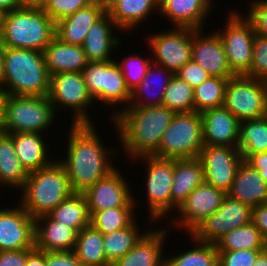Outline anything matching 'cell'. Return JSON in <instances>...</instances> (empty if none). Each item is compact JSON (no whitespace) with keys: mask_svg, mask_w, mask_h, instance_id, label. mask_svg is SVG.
Returning a JSON list of instances; mask_svg holds the SVG:
<instances>
[{"mask_svg":"<svg viewBox=\"0 0 267 266\" xmlns=\"http://www.w3.org/2000/svg\"><path fill=\"white\" fill-rule=\"evenodd\" d=\"M97 130L95 123L70 124L65 157H56L66 170L73 192H85L116 168L112 160L119 150L104 144Z\"/></svg>","mask_w":267,"mask_h":266,"instance_id":"obj_1","label":"cell"},{"mask_svg":"<svg viewBox=\"0 0 267 266\" xmlns=\"http://www.w3.org/2000/svg\"><path fill=\"white\" fill-rule=\"evenodd\" d=\"M175 112L165 106L127 107L111 121L127 160L153 156ZM123 148V149H122Z\"/></svg>","mask_w":267,"mask_h":266,"instance_id":"obj_2","label":"cell"},{"mask_svg":"<svg viewBox=\"0 0 267 266\" xmlns=\"http://www.w3.org/2000/svg\"><path fill=\"white\" fill-rule=\"evenodd\" d=\"M18 192L17 203L34 219L49 214L74 193L66 170L57 158L49 166L28 173Z\"/></svg>","mask_w":267,"mask_h":266,"instance_id":"obj_3","label":"cell"},{"mask_svg":"<svg viewBox=\"0 0 267 266\" xmlns=\"http://www.w3.org/2000/svg\"><path fill=\"white\" fill-rule=\"evenodd\" d=\"M50 79L43 52L5 47L3 87L9 95L48 96Z\"/></svg>","mask_w":267,"mask_h":266,"instance_id":"obj_4","label":"cell"},{"mask_svg":"<svg viewBox=\"0 0 267 266\" xmlns=\"http://www.w3.org/2000/svg\"><path fill=\"white\" fill-rule=\"evenodd\" d=\"M56 23L42 8L22 6L3 14L1 44L43 52L55 38Z\"/></svg>","mask_w":267,"mask_h":266,"instance_id":"obj_5","label":"cell"},{"mask_svg":"<svg viewBox=\"0 0 267 266\" xmlns=\"http://www.w3.org/2000/svg\"><path fill=\"white\" fill-rule=\"evenodd\" d=\"M81 73L88 93L95 104L99 102V105L105 106V110L111 108L112 115L109 117L111 120L128 107L131 92L127 88L123 73L115 60L88 62ZM118 106L119 108H117Z\"/></svg>","mask_w":267,"mask_h":266,"instance_id":"obj_6","label":"cell"},{"mask_svg":"<svg viewBox=\"0 0 267 266\" xmlns=\"http://www.w3.org/2000/svg\"><path fill=\"white\" fill-rule=\"evenodd\" d=\"M135 164L142 163L146 169L144 193L147 197V222L150 225L171 219V190L174 175V159H163L155 156H141L132 160ZM171 214V215H170ZM165 218V219H164ZM163 219V220H162Z\"/></svg>","mask_w":267,"mask_h":266,"instance_id":"obj_7","label":"cell"},{"mask_svg":"<svg viewBox=\"0 0 267 266\" xmlns=\"http://www.w3.org/2000/svg\"><path fill=\"white\" fill-rule=\"evenodd\" d=\"M53 104L48 96H15L8 97L5 117L0 131L8 134L17 132L46 131L55 124L56 116Z\"/></svg>","mask_w":267,"mask_h":266,"instance_id":"obj_8","label":"cell"},{"mask_svg":"<svg viewBox=\"0 0 267 266\" xmlns=\"http://www.w3.org/2000/svg\"><path fill=\"white\" fill-rule=\"evenodd\" d=\"M203 146L201 113H175L153 156L163 159L198 158Z\"/></svg>","mask_w":267,"mask_h":266,"instance_id":"obj_9","label":"cell"},{"mask_svg":"<svg viewBox=\"0 0 267 266\" xmlns=\"http://www.w3.org/2000/svg\"><path fill=\"white\" fill-rule=\"evenodd\" d=\"M48 98L57 115L61 110L64 113L71 112L70 124H94L88 109H91V106L95 107V102L88 93L81 72L51 75Z\"/></svg>","mask_w":267,"mask_h":266,"instance_id":"obj_10","label":"cell"},{"mask_svg":"<svg viewBox=\"0 0 267 266\" xmlns=\"http://www.w3.org/2000/svg\"><path fill=\"white\" fill-rule=\"evenodd\" d=\"M226 11L227 21L215 31L224 47L228 63L236 75H246L253 61V44L256 34L252 24L238 10ZM220 29V30H219Z\"/></svg>","mask_w":267,"mask_h":266,"instance_id":"obj_11","label":"cell"},{"mask_svg":"<svg viewBox=\"0 0 267 266\" xmlns=\"http://www.w3.org/2000/svg\"><path fill=\"white\" fill-rule=\"evenodd\" d=\"M224 107L240 121L267 115V90L264 80L246 75L229 79Z\"/></svg>","mask_w":267,"mask_h":266,"instance_id":"obj_12","label":"cell"},{"mask_svg":"<svg viewBox=\"0 0 267 266\" xmlns=\"http://www.w3.org/2000/svg\"><path fill=\"white\" fill-rule=\"evenodd\" d=\"M144 36L152 63L165 67L175 74L191 60L192 28L171 27L153 35ZM151 34V35H150Z\"/></svg>","mask_w":267,"mask_h":266,"instance_id":"obj_13","label":"cell"},{"mask_svg":"<svg viewBox=\"0 0 267 266\" xmlns=\"http://www.w3.org/2000/svg\"><path fill=\"white\" fill-rule=\"evenodd\" d=\"M226 195L224 191L206 182L198 185L177 209V214L173 215L172 223L168 226L191 234L208 216L220 208Z\"/></svg>","mask_w":267,"mask_h":266,"instance_id":"obj_14","label":"cell"},{"mask_svg":"<svg viewBox=\"0 0 267 266\" xmlns=\"http://www.w3.org/2000/svg\"><path fill=\"white\" fill-rule=\"evenodd\" d=\"M253 209L226 195L220 208L208 216L191 235L199 241L216 244L233 229L252 222Z\"/></svg>","mask_w":267,"mask_h":266,"instance_id":"obj_15","label":"cell"},{"mask_svg":"<svg viewBox=\"0 0 267 266\" xmlns=\"http://www.w3.org/2000/svg\"><path fill=\"white\" fill-rule=\"evenodd\" d=\"M118 169L116 165L112 172L83 192L87 199L89 211L113 208H138L139 202L137 200L139 199L135 198V192L133 188H130L132 184L129 181L127 182L128 177L125 178V175L121 173L122 169L121 171Z\"/></svg>","mask_w":267,"mask_h":266,"instance_id":"obj_16","label":"cell"},{"mask_svg":"<svg viewBox=\"0 0 267 266\" xmlns=\"http://www.w3.org/2000/svg\"><path fill=\"white\" fill-rule=\"evenodd\" d=\"M198 158L203 164L205 182L227 193L243 161L238 147L204 145Z\"/></svg>","mask_w":267,"mask_h":266,"instance_id":"obj_17","label":"cell"},{"mask_svg":"<svg viewBox=\"0 0 267 266\" xmlns=\"http://www.w3.org/2000/svg\"><path fill=\"white\" fill-rule=\"evenodd\" d=\"M17 204L0 209V251L35 248V219Z\"/></svg>","mask_w":267,"mask_h":266,"instance_id":"obj_18","label":"cell"},{"mask_svg":"<svg viewBox=\"0 0 267 266\" xmlns=\"http://www.w3.org/2000/svg\"><path fill=\"white\" fill-rule=\"evenodd\" d=\"M191 60L209 76L222 78L236 76L228 63L223 43L214 30L206 33L202 29H193Z\"/></svg>","mask_w":267,"mask_h":266,"instance_id":"obj_19","label":"cell"},{"mask_svg":"<svg viewBox=\"0 0 267 266\" xmlns=\"http://www.w3.org/2000/svg\"><path fill=\"white\" fill-rule=\"evenodd\" d=\"M156 227L153 225L125 256L111 266H165V240L169 239L171 230L168 225Z\"/></svg>","mask_w":267,"mask_h":266,"instance_id":"obj_20","label":"cell"},{"mask_svg":"<svg viewBox=\"0 0 267 266\" xmlns=\"http://www.w3.org/2000/svg\"><path fill=\"white\" fill-rule=\"evenodd\" d=\"M118 32L122 31L115 25L108 12L96 21L88 30L82 44L88 62L115 60L113 53L122 46Z\"/></svg>","mask_w":267,"mask_h":266,"instance_id":"obj_21","label":"cell"},{"mask_svg":"<svg viewBox=\"0 0 267 266\" xmlns=\"http://www.w3.org/2000/svg\"><path fill=\"white\" fill-rule=\"evenodd\" d=\"M201 118L204 145L238 147L240 120L224 106L203 111Z\"/></svg>","mask_w":267,"mask_h":266,"instance_id":"obj_22","label":"cell"},{"mask_svg":"<svg viewBox=\"0 0 267 266\" xmlns=\"http://www.w3.org/2000/svg\"><path fill=\"white\" fill-rule=\"evenodd\" d=\"M213 3L214 0H162L158 15L166 17L172 27L206 29V18L212 16Z\"/></svg>","mask_w":267,"mask_h":266,"instance_id":"obj_23","label":"cell"},{"mask_svg":"<svg viewBox=\"0 0 267 266\" xmlns=\"http://www.w3.org/2000/svg\"><path fill=\"white\" fill-rule=\"evenodd\" d=\"M78 232L48 214L35 218V249L43 252L73 251Z\"/></svg>","mask_w":267,"mask_h":266,"instance_id":"obj_24","label":"cell"},{"mask_svg":"<svg viewBox=\"0 0 267 266\" xmlns=\"http://www.w3.org/2000/svg\"><path fill=\"white\" fill-rule=\"evenodd\" d=\"M9 135L13 138L15 152L27 173L47 167L55 160L51 157L53 154L48 150L51 145L46 143L48 141L45 138L46 134L38 132H17Z\"/></svg>","mask_w":267,"mask_h":266,"instance_id":"obj_25","label":"cell"},{"mask_svg":"<svg viewBox=\"0 0 267 266\" xmlns=\"http://www.w3.org/2000/svg\"><path fill=\"white\" fill-rule=\"evenodd\" d=\"M226 194L253 209L267 201V183L258 170L243 160Z\"/></svg>","mask_w":267,"mask_h":266,"instance_id":"obj_26","label":"cell"},{"mask_svg":"<svg viewBox=\"0 0 267 266\" xmlns=\"http://www.w3.org/2000/svg\"><path fill=\"white\" fill-rule=\"evenodd\" d=\"M204 182V168L199 158L174 159V175L171 190L172 216L173 212L175 214L188 195Z\"/></svg>","mask_w":267,"mask_h":266,"instance_id":"obj_27","label":"cell"},{"mask_svg":"<svg viewBox=\"0 0 267 266\" xmlns=\"http://www.w3.org/2000/svg\"><path fill=\"white\" fill-rule=\"evenodd\" d=\"M173 75L174 74L165 67L151 63L144 79L131 91L128 107H152L162 105L164 92Z\"/></svg>","mask_w":267,"mask_h":266,"instance_id":"obj_28","label":"cell"},{"mask_svg":"<svg viewBox=\"0 0 267 266\" xmlns=\"http://www.w3.org/2000/svg\"><path fill=\"white\" fill-rule=\"evenodd\" d=\"M105 13L95 2L79 9L56 23L55 37L63 43L82 46L90 27Z\"/></svg>","mask_w":267,"mask_h":266,"instance_id":"obj_29","label":"cell"},{"mask_svg":"<svg viewBox=\"0 0 267 266\" xmlns=\"http://www.w3.org/2000/svg\"><path fill=\"white\" fill-rule=\"evenodd\" d=\"M49 74L64 72H82L88 64L82 46H75L61 42L54 38L43 51Z\"/></svg>","mask_w":267,"mask_h":266,"instance_id":"obj_30","label":"cell"},{"mask_svg":"<svg viewBox=\"0 0 267 266\" xmlns=\"http://www.w3.org/2000/svg\"><path fill=\"white\" fill-rule=\"evenodd\" d=\"M156 11H159L157 0H120L108 13L122 33L129 34L134 29L138 30L141 23L143 26L149 21L150 15L159 14Z\"/></svg>","mask_w":267,"mask_h":266,"instance_id":"obj_31","label":"cell"},{"mask_svg":"<svg viewBox=\"0 0 267 266\" xmlns=\"http://www.w3.org/2000/svg\"><path fill=\"white\" fill-rule=\"evenodd\" d=\"M27 177L28 173L15 152L13 138L8 133L0 131V187L8 186L7 189L19 191Z\"/></svg>","mask_w":267,"mask_h":266,"instance_id":"obj_32","label":"cell"},{"mask_svg":"<svg viewBox=\"0 0 267 266\" xmlns=\"http://www.w3.org/2000/svg\"><path fill=\"white\" fill-rule=\"evenodd\" d=\"M137 220L138 217L130 226L103 235L107 266H111L114 262L125 256L152 226L148 223L147 225L150 227L146 228L144 226V231Z\"/></svg>","mask_w":267,"mask_h":266,"instance_id":"obj_33","label":"cell"},{"mask_svg":"<svg viewBox=\"0 0 267 266\" xmlns=\"http://www.w3.org/2000/svg\"><path fill=\"white\" fill-rule=\"evenodd\" d=\"M53 220L80 232L90 225L87 199L83 193H72L49 214Z\"/></svg>","mask_w":267,"mask_h":266,"instance_id":"obj_34","label":"cell"},{"mask_svg":"<svg viewBox=\"0 0 267 266\" xmlns=\"http://www.w3.org/2000/svg\"><path fill=\"white\" fill-rule=\"evenodd\" d=\"M73 252L84 266H107L103 235L91 224L78 232Z\"/></svg>","mask_w":267,"mask_h":266,"instance_id":"obj_35","label":"cell"},{"mask_svg":"<svg viewBox=\"0 0 267 266\" xmlns=\"http://www.w3.org/2000/svg\"><path fill=\"white\" fill-rule=\"evenodd\" d=\"M189 243H192L190 249L178 252L176 255L165 257V266H218V250L214 243H206L197 240L191 234Z\"/></svg>","mask_w":267,"mask_h":266,"instance_id":"obj_36","label":"cell"},{"mask_svg":"<svg viewBox=\"0 0 267 266\" xmlns=\"http://www.w3.org/2000/svg\"><path fill=\"white\" fill-rule=\"evenodd\" d=\"M238 149L243 160L267 151V115L240 121Z\"/></svg>","mask_w":267,"mask_h":266,"instance_id":"obj_37","label":"cell"},{"mask_svg":"<svg viewBox=\"0 0 267 266\" xmlns=\"http://www.w3.org/2000/svg\"><path fill=\"white\" fill-rule=\"evenodd\" d=\"M218 251L264 250L267 242L251 222L225 234L216 244Z\"/></svg>","mask_w":267,"mask_h":266,"instance_id":"obj_38","label":"cell"},{"mask_svg":"<svg viewBox=\"0 0 267 266\" xmlns=\"http://www.w3.org/2000/svg\"><path fill=\"white\" fill-rule=\"evenodd\" d=\"M230 78L209 76L194 88V111L202 113L205 110L224 106L225 89Z\"/></svg>","mask_w":267,"mask_h":266,"instance_id":"obj_39","label":"cell"},{"mask_svg":"<svg viewBox=\"0 0 267 266\" xmlns=\"http://www.w3.org/2000/svg\"><path fill=\"white\" fill-rule=\"evenodd\" d=\"M137 208H113L100 211H89L90 224L102 235L112 233L130 226L137 218Z\"/></svg>","mask_w":267,"mask_h":266,"instance_id":"obj_40","label":"cell"},{"mask_svg":"<svg viewBox=\"0 0 267 266\" xmlns=\"http://www.w3.org/2000/svg\"><path fill=\"white\" fill-rule=\"evenodd\" d=\"M194 88L175 74L164 92L162 106L175 113L194 111Z\"/></svg>","mask_w":267,"mask_h":266,"instance_id":"obj_41","label":"cell"},{"mask_svg":"<svg viewBox=\"0 0 267 266\" xmlns=\"http://www.w3.org/2000/svg\"><path fill=\"white\" fill-rule=\"evenodd\" d=\"M115 61L123 73L126 86L130 92L144 79V76L152 63L151 57H147L146 55L142 56L139 52L134 54L130 53L127 56L124 54L122 60L115 58Z\"/></svg>","mask_w":267,"mask_h":266,"instance_id":"obj_42","label":"cell"},{"mask_svg":"<svg viewBox=\"0 0 267 266\" xmlns=\"http://www.w3.org/2000/svg\"><path fill=\"white\" fill-rule=\"evenodd\" d=\"M92 3L94 0H50L43 10L57 23Z\"/></svg>","mask_w":267,"mask_h":266,"instance_id":"obj_43","label":"cell"},{"mask_svg":"<svg viewBox=\"0 0 267 266\" xmlns=\"http://www.w3.org/2000/svg\"><path fill=\"white\" fill-rule=\"evenodd\" d=\"M252 55L253 61L246 76L265 80L267 78V37H255Z\"/></svg>","mask_w":267,"mask_h":266,"instance_id":"obj_44","label":"cell"},{"mask_svg":"<svg viewBox=\"0 0 267 266\" xmlns=\"http://www.w3.org/2000/svg\"><path fill=\"white\" fill-rule=\"evenodd\" d=\"M248 5L247 14L241 13L252 24L256 36L267 37V0H251Z\"/></svg>","mask_w":267,"mask_h":266,"instance_id":"obj_45","label":"cell"},{"mask_svg":"<svg viewBox=\"0 0 267 266\" xmlns=\"http://www.w3.org/2000/svg\"><path fill=\"white\" fill-rule=\"evenodd\" d=\"M263 250L218 251V266H253Z\"/></svg>","mask_w":267,"mask_h":266,"instance_id":"obj_46","label":"cell"},{"mask_svg":"<svg viewBox=\"0 0 267 266\" xmlns=\"http://www.w3.org/2000/svg\"><path fill=\"white\" fill-rule=\"evenodd\" d=\"M175 75L187 82L193 88L200 85L209 77L208 73L192 60L185 63Z\"/></svg>","mask_w":267,"mask_h":266,"instance_id":"obj_47","label":"cell"},{"mask_svg":"<svg viewBox=\"0 0 267 266\" xmlns=\"http://www.w3.org/2000/svg\"><path fill=\"white\" fill-rule=\"evenodd\" d=\"M46 266H84L73 251L46 252Z\"/></svg>","mask_w":267,"mask_h":266,"instance_id":"obj_48","label":"cell"},{"mask_svg":"<svg viewBox=\"0 0 267 266\" xmlns=\"http://www.w3.org/2000/svg\"><path fill=\"white\" fill-rule=\"evenodd\" d=\"M32 250L0 251V266H25L27 255Z\"/></svg>","mask_w":267,"mask_h":266,"instance_id":"obj_49","label":"cell"},{"mask_svg":"<svg viewBox=\"0 0 267 266\" xmlns=\"http://www.w3.org/2000/svg\"><path fill=\"white\" fill-rule=\"evenodd\" d=\"M252 223L267 242V201L253 208Z\"/></svg>","mask_w":267,"mask_h":266,"instance_id":"obj_50","label":"cell"},{"mask_svg":"<svg viewBox=\"0 0 267 266\" xmlns=\"http://www.w3.org/2000/svg\"><path fill=\"white\" fill-rule=\"evenodd\" d=\"M254 169L258 170L260 176L267 183V151L252 154L246 160Z\"/></svg>","mask_w":267,"mask_h":266,"instance_id":"obj_51","label":"cell"},{"mask_svg":"<svg viewBox=\"0 0 267 266\" xmlns=\"http://www.w3.org/2000/svg\"><path fill=\"white\" fill-rule=\"evenodd\" d=\"M25 266H46V252L34 248L27 255Z\"/></svg>","mask_w":267,"mask_h":266,"instance_id":"obj_52","label":"cell"},{"mask_svg":"<svg viewBox=\"0 0 267 266\" xmlns=\"http://www.w3.org/2000/svg\"><path fill=\"white\" fill-rule=\"evenodd\" d=\"M22 6V0H0V12H2L3 14Z\"/></svg>","mask_w":267,"mask_h":266,"instance_id":"obj_53","label":"cell"},{"mask_svg":"<svg viewBox=\"0 0 267 266\" xmlns=\"http://www.w3.org/2000/svg\"><path fill=\"white\" fill-rule=\"evenodd\" d=\"M9 96L8 91L3 86H0V127L5 117L6 103Z\"/></svg>","mask_w":267,"mask_h":266,"instance_id":"obj_54","label":"cell"},{"mask_svg":"<svg viewBox=\"0 0 267 266\" xmlns=\"http://www.w3.org/2000/svg\"><path fill=\"white\" fill-rule=\"evenodd\" d=\"M50 0H22L23 6L44 8Z\"/></svg>","mask_w":267,"mask_h":266,"instance_id":"obj_55","label":"cell"},{"mask_svg":"<svg viewBox=\"0 0 267 266\" xmlns=\"http://www.w3.org/2000/svg\"><path fill=\"white\" fill-rule=\"evenodd\" d=\"M118 1L120 0H94L105 12H109Z\"/></svg>","mask_w":267,"mask_h":266,"instance_id":"obj_56","label":"cell"},{"mask_svg":"<svg viewBox=\"0 0 267 266\" xmlns=\"http://www.w3.org/2000/svg\"><path fill=\"white\" fill-rule=\"evenodd\" d=\"M4 53L5 47L1 44L0 41V86H3L4 82Z\"/></svg>","mask_w":267,"mask_h":266,"instance_id":"obj_57","label":"cell"},{"mask_svg":"<svg viewBox=\"0 0 267 266\" xmlns=\"http://www.w3.org/2000/svg\"><path fill=\"white\" fill-rule=\"evenodd\" d=\"M253 266H267V248L258 255Z\"/></svg>","mask_w":267,"mask_h":266,"instance_id":"obj_58","label":"cell"},{"mask_svg":"<svg viewBox=\"0 0 267 266\" xmlns=\"http://www.w3.org/2000/svg\"><path fill=\"white\" fill-rule=\"evenodd\" d=\"M2 19H3V13L0 12V35H1V30H2Z\"/></svg>","mask_w":267,"mask_h":266,"instance_id":"obj_59","label":"cell"},{"mask_svg":"<svg viewBox=\"0 0 267 266\" xmlns=\"http://www.w3.org/2000/svg\"><path fill=\"white\" fill-rule=\"evenodd\" d=\"M265 85H266V90H267V78L264 80Z\"/></svg>","mask_w":267,"mask_h":266,"instance_id":"obj_60","label":"cell"}]
</instances>
